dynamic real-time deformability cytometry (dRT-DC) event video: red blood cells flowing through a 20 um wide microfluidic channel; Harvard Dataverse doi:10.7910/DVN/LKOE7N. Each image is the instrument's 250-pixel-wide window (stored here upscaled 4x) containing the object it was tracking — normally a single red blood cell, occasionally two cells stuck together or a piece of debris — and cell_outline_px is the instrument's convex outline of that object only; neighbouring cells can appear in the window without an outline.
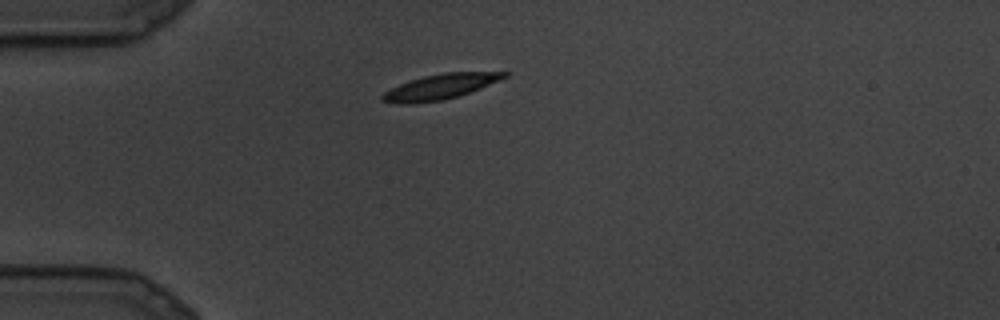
{"species": "common noctule bat (a hibernating species)", "species_latin": "Nyctalus noctula", "temperature_condition": "cold", "stored_images_in_passage": 4, "camera_frame_rate_fps": 3000, "um_per_image_px": 0.085, "animal": {"sex": "male", "body_mass_g": 19.5, "forearm_length_mm": 54.6}, "frame": {"image": 1, "passage_image": 1, "time_ms": 0.0, "image_size_px": [1000, 320], "cell_outline_px": [[508, 76], [500, 80], [460, 96], [444, 100], [412, 104], [396, 104], [380, 100], [380, 96], [384, 92], [400, 84], [424, 76], [444, 72], [508, 72]], "centroid_in_image_um": [37.4, 7.39], "position_along_channel_um": 47.6, "area_um2": 17.92}}